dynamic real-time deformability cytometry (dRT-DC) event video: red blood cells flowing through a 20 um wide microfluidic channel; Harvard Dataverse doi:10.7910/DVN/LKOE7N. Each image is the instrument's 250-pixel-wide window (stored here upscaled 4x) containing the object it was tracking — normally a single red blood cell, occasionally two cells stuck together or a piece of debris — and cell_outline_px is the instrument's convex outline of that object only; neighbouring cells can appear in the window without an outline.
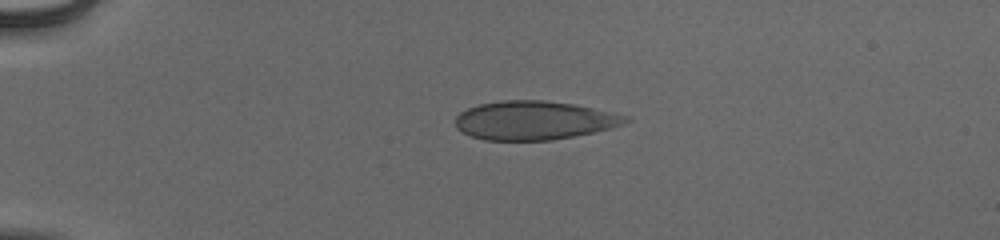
{"species": "human", "species_latin": "Homo sapiens", "temperature_condition": "cold", "stored_images_in_passage": 41, "camera_frame_rate_fps": 3000, "um_per_image_px": 0.085, "donor": {"sex": "male"}, "frame": {"image": 1, "passage_image": 1, "time_ms": 0.0, "image_size_px": [1000, 240], "cell_outline_px": [[632, 120], [608, 128], [592, 132], [552, 140], [484, 140], [472, 136], [456, 128], [456, 116], [460, 112], [468, 108], [480, 104], [500, 100], [544, 100], [576, 104], [628, 116]], "centroid_in_image_um": [45.37, 10.22], "position_along_channel_um": 39.6, "area_um2": 38.15}}
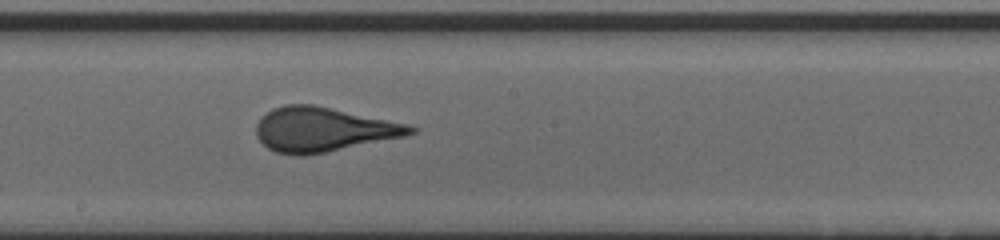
{"frame": {"image": 2, "passage_image": 19, "time_ms": 6.0, "image_size_px": [1000, 240], "cell_outline_px": [[420, 128], [416, 132], [404, 136], [304, 156], [296, 156], [276, 152], [268, 148], [256, 136], [256, 124], [272, 108], [284, 104], [312, 104], [408, 124]], "centroid_in_image_um": [27.45, 11.0], "position_along_channel_um": 220.8, "area_um2": 39.48}}
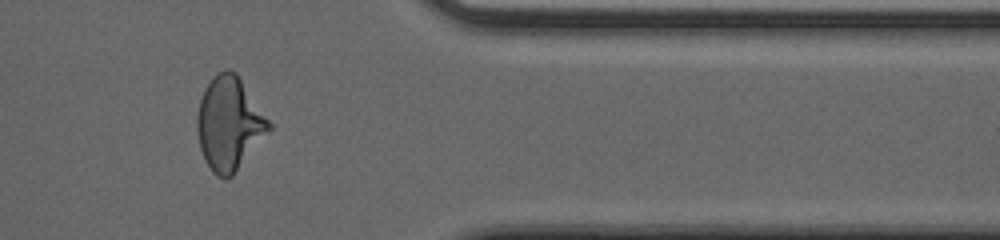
{"frame": {"image": 3, "passage_image": 33, "time_ms": 10.667, "image_size_px": [1000, 240], "cell_outline_px": [[272, 128], [232, 176], [224, 180], [216, 176], [212, 172], [204, 160], [200, 148], [196, 128], [196, 116], [200, 100], [204, 88], [212, 76], [216, 72], [224, 68], [228, 68], [236, 72], [272, 124]], "centroid_in_image_um": [19.46, 10.49], "position_along_channel_um": 391.9, "area_um2": 39.3}, "authors_computed_cell_mechanics": {"area_um2": 39.0728, "velocity_mm_per_s": 3.915, "shape_relaxation_time_tau1_ms": 6.2077, "shape_relaxation_time_tau2_ms": null, "deformation_change_tau1": 0.1892, "deformation_change_tau2": null}}